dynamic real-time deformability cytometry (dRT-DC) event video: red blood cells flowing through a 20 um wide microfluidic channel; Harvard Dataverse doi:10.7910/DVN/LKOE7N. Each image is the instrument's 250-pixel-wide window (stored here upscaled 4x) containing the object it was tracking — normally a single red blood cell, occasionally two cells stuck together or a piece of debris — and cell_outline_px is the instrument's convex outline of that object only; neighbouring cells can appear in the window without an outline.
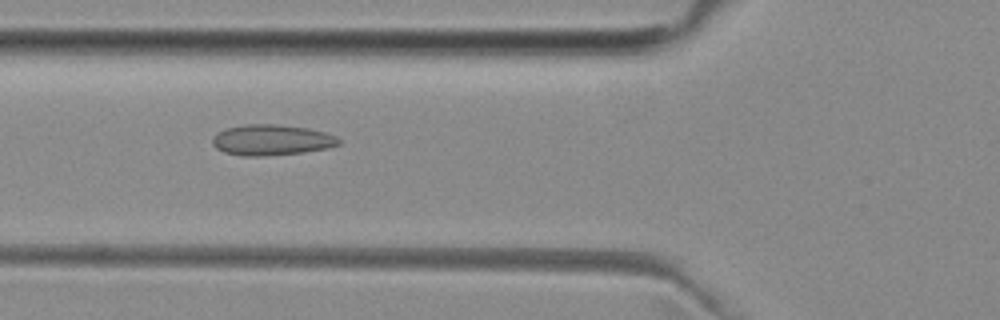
{"species": "common noctule bat (a hibernating species)", "species_latin": "Nyctalus noctula", "temperature_condition": "room temperature", "stored_images_in_passage": 52, "camera_frame_rate_fps": 3000, "um_per_image_px": 0.085, "animal": {"sex": "female", "body_mass_g": 29.2, "forearm_length_mm": 56.3}, "frame": {"image": 1, "passage_image": 19, "time_ms": 6.0, "image_size_px": [1000, 320], "cell_outline_px": [[340, 144], [328, 148], [304, 152], [264, 156], [240, 156], [224, 152], [216, 148], [212, 144], [212, 136], [216, 132], [228, 128], [244, 124], [276, 124], [308, 128], [324, 132], [336, 136], [340, 140]], "centroid_in_image_um": [23.06, 11.9], "position_along_channel_um": 102.7, "area_um2": 22.77}}
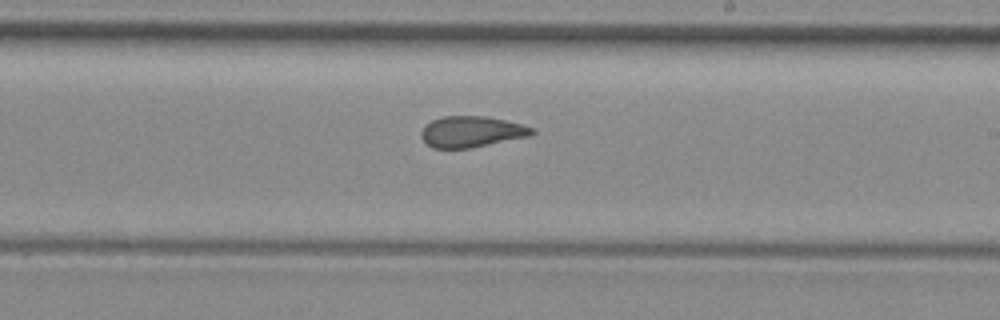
{"frame": {"image": 2, "passage_image": 30, "time_ms": 9.667, "image_size_px": [1000, 320], "cell_outline_px": [[536, 132], [532, 136], [468, 148], [432, 148], [420, 136], [420, 132], [424, 124], [432, 120], [444, 116], [488, 116], [536, 128]], "centroid_in_image_um": [40.09, 11.19], "position_along_channel_um": 248.9, "area_um2": 20.17}}
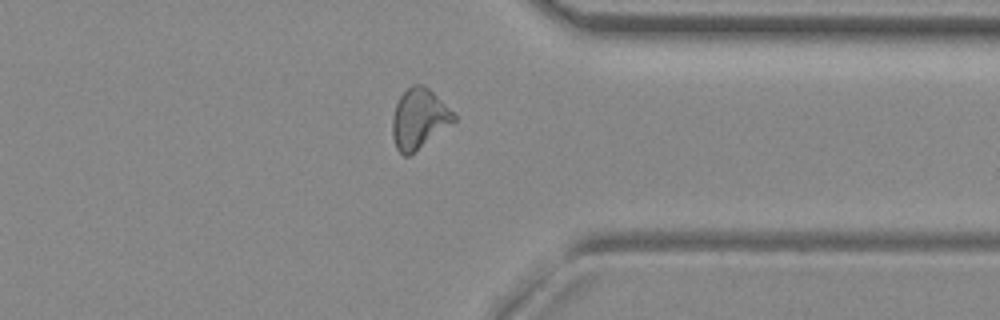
{"frame": {"image": 3, "passage_image": 40, "time_ms": 13.0, "image_size_px": [1000, 320], "cell_outline_px": [[456, 120], [408, 156], [404, 156], [396, 148], [392, 136], [392, 116], [396, 104], [400, 96], [412, 84], [424, 84], [456, 116]], "centroid_in_image_um": [35.57, 10.08], "position_along_channel_um": 375.8, "area_um2": 20.98}, "authors_computed_cell_mechanics": {"area_um2": 21.4149, "velocity_mm_per_s": 3.987, "shape_relaxation_time_tau1_ms": null, "shape_relaxation_time_tau2_ms": 1.701, "deformation_change_tau1": null, "deformation_change_tau2": 0.0913}}